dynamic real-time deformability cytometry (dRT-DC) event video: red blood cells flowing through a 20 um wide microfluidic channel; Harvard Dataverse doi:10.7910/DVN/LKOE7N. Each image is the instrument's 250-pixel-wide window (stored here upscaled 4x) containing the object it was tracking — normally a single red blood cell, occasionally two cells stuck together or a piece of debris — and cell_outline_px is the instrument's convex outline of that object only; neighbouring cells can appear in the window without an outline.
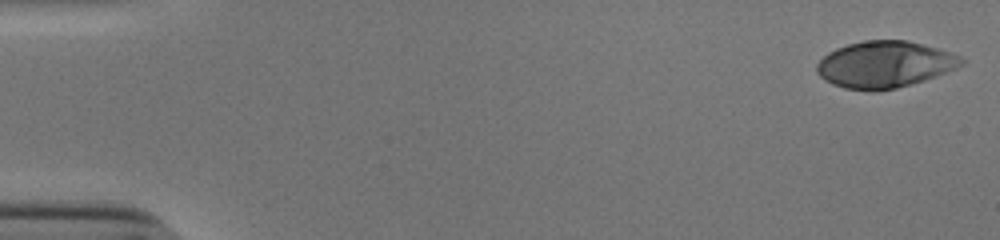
{"species": "human", "species_latin": "Homo sapiens", "temperature_condition": "cold", "stored_images_in_passage": 44, "camera_frame_rate_fps": 3000, "um_per_image_px": 0.085, "donor": {"sex": "male"}, "frame": {"image": 1, "passage_image": 1, "time_ms": 0.0, "image_size_px": [1000, 240], "cell_outline_px": [[964, 64], [956, 68], [936, 76], [924, 80], [896, 88], [876, 92], [872, 92], [844, 88], [832, 84], [824, 80], [816, 72], [816, 64], [828, 52], [836, 48], [848, 44], [864, 40], [908, 40], [936, 48], [960, 56], [964, 60]], "centroid_in_image_um": [75.16, 5.49], "position_along_channel_um": 9.8, "area_um2": 39.36}}
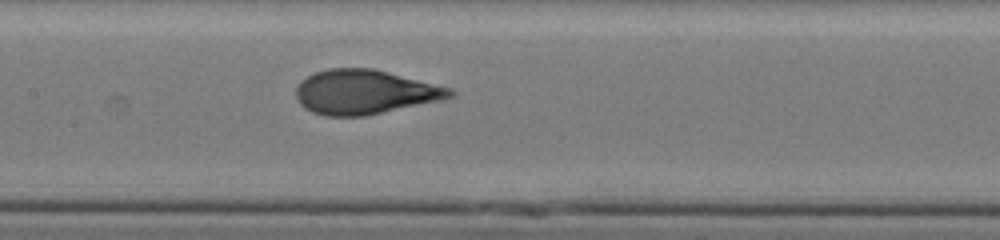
{"frame": {"image": 2, "passage_image": 26, "time_ms": 8.333, "image_size_px": [1000, 240], "cell_outline_px": [[456, 96], [440, 100], [364, 116], [324, 116], [312, 112], [304, 108], [300, 104], [296, 96], [296, 88], [300, 80], [316, 72], [328, 68], [372, 68], [452, 88], [456, 92]], "centroid_in_image_um": [30.99, 7.82], "position_along_channel_um": 176.4, "area_um2": 39.77}}
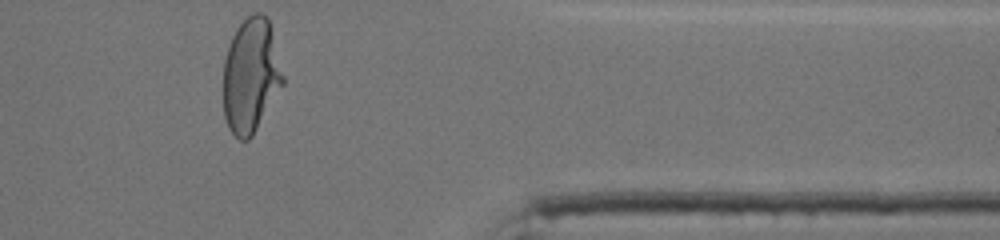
{"frame": {"image": 3, "passage_image": 44, "time_ms": 14.333, "image_size_px": [1000, 240], "cell_outline_px": [[284, 84], [252, 136], [248, 140], [240, 140], [228, 128], [224, 116], [224, 60], [228, 44], [236, 28], [252, 12], [264, 12], [268, 16], [284, 76]], "centroid_in_image_um": [21.33, 6.4], "position_along_channel_um": 390.1, "area_um2": 40.0}, "authors_computed_cell_mechanics": {"area_um2": 39.3618, "velocity_mm_per_s": 3.8515, "shape_relaxation_time_tau1_ms": 4.5388, "shape_relaxation_time_tau2_ms": null, "deformation_change_tau1": 0.2307, "deformation_change_tau2": null}}